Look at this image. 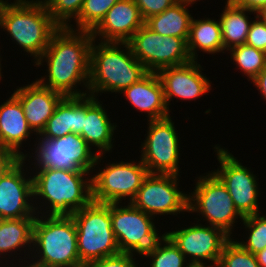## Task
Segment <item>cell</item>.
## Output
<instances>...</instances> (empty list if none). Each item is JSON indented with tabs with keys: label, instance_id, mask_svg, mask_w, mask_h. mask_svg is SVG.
<instances>
[{
	"label": "cell",
	"instance_id": "obj_1",
	"mask_svg": "<svg viewBox=\"0 0 266 267\" xmlns=\"http://www.w3.org/2000/svg\"><path fill=\"white\" fill-rule=\"evenodd\" d=\"M92 33L60 27L52 36L42 56L33 64L46 63L47 74L36 80L63 96L88 95ZM83 84V85H81ZM86 89L82 91L78 87ZM86 87V88H85ZM78 88V89H77Z\"/></svg>",
	"mask_w": 266,
	"mask_h": 267
},
{
	"label": "cell",
	"instance_id": "obj_2",
	"mask_svg": "<svg viewBox=\"0 0 266 267\" xmlns=\"http://www.w3.org/2000/svg\"><path fill=\"white\" fill-rule=\"evenodd\" d=\"M91 174L87 171L53 168L32 172L36 213L46 216H71L75 211L89 205L93 201Z\"/></svg>",
	"mask_w": 266,
	"mask_h": 267
},
{
	"label": "cell",
	"instance_id": "obj_3",
	"mask_svg": "<svg viewBox=\"0 0 266 267\" xmlns=\"http://www.w3.org/2000/svg\"><path fill=\"white\" fill-rule=\"evenodd\" d=\"M147 73L127 43L93 40L90 52L89 95L97 97L100 93L108 92L119 94Z\"/></svg>",
	"mask_w": 266,
	"mask_h": 267
},
{
	"label": "cell",
	"instance_id": "obj_4",
	"mask_svg": "<svg viewBox=\"0 0 266 267\" xmlns=\"http://www.w3.org/2000/svg\"><path fill=\"white\" fill-rule=\"evenodd\" d=\"M0 28L33 57L35 64L60 27L52 20L43 0H14L13 3L7 0L0 12Z\"/></svg>",
	"mask_w": 266,
	"mask_h": 267
},
{
	"label": "cell",
	"instance_id": "obj_5",
	"mask_svg": "<svg viewBox=\"0 0 266 267\" xmlns=\"http://www.w3.org/2000/svg\"><path fill=\"white\" fill-rule=\"evenodd\" d=\"M31 253L27 265L86 267L79 258L76 225L71 216L37 214Z\"/></svg>",
	"mask_w": 266,
	"mask_h": 267
},
{
	"label": "cell",
	"instance_id": "obj_6",
	"mask_svg": "<svg viewBox=\"0 0 266 267\" xmlns=\"http://www.w3.org/2000/svg\"><path fill=\"white\" fill-rule=\"evenodd\" d=\"M71 217L76 225L79 258L85 266L120 253L112 229L110 204L92 201Z\"/></svg>",
	"mask_w": 266,
	"mask_h": 267
},
{
	"label": "cell",
	"instance_id": "obj_7",
	"mask_svg": "<svg viewBox=\"0 0 266 267\" xmlns=\"http://www.w3.org/2000/svg\"><path fill=\"white\" fill-rule=\"evenodd\" d=\"M203 175L196 177L193 192H189L188 213H197L194 219L198 220V215L201 220L204 217L207 224L220 228L233 238L238 218L242 221L244 217L237 211L220 179L212 171Z\"/></svg>",
	"mask_w": 266,
	"mask_h": 267
},
{
	"label": "cell",
	"instance_id": "obj_8",
	"mask_svg": "<svg viewBox=\"0 0 266 267\" xmlns=\"http://www.w3.org/2000/svg\"><path fill=\"white\" fill-rule=\"evenodd\" d=\"M35 140L33 144L35 147L30 149L32 154L28 152L29 154L24 157L25 161H29L28 163L32 161L31 165H34L33 168L29 164L31 171L33 170L34 172L35 169L39 170L42 168H53L58 170L93 172L98 155L81 135L70 133L60 138H35Z\"/></svg>",
	"mask_w": 266,
	"mask_h": 267
},
{
	"label": "cell",
	"instance_id": "obj_9",
	"mask_svg": "<svg viewBox=\"0 0 266 267\" xmlns=\"http://www.w3.org/2000/svg\"><path fill=\"white\" fill-rule=\"evenodd\" d=\"M103 157V154L97 156L93 171L99 170L91 176L93 201L106 204L122 203L128 198L130 203L149 174L147 168L141 159L137 163L134 160L108 162L104 167H100Z\"/></svg>",
	"mask_w": 266,
	"mask_h": 267
},
{
	"label": "cell",
	"instance_id": "obj_10",
	"mask_svg": "<svg viewBox=\"0 0 266 267\" xmlns=\"http://www.w3.org/2000/svg\"><path fill=\"white\" fill-rule=\"evenodd\" d=\"M125 202L110 203L112 229L121 253L142 256L157 243L163 234H159L154 217L135 208L128 201Z\"/></svg>",
	"mask_w": 266,
	"mask_h": 267
},
{
	"label": "cell",
	"instance_id": "obj_11",
	"mask_svg": "<svg viewBox=\"0 0 266 267\" xmlns=\"http://www.w3.org/2000/svg\"><path fill=\"white\" fill-rule=\"evenodd\" d=\"M187 40L188 38L162 36L144 24L126 43L148 72H158L165 67L192 61Z\"/></svg>",
	"mask_w": 266,
	"mask_h": 267
},
{
	"label": "cell",
	"instance_id": "obj_12",
	"mask_svg": "<svg viewBox=\"0 0 266 267\" xmlns=\"http://www.w3.org/2000/svg\"><path fill=\"white\" fill-rule=\"evenodd\" d=\"M172 116L148 121L147 134L141 142L142 163L148 173L180 175V136ZM179 137V138H178Z\"/></svg>",
	"mask_w": 266,
	"mask_h": 267
},
{
	"label": "cell",
	"instance_id": "obj_13",
	"mask_svg": "<svg viewBox=\"0 0 266 267\" xmlns=\"http://www.w3.org/2000/svg\"><path fill=\"white\" fill-rule=\"evenodd\" d=\"M219 144L214 145L216 159L220 168L211 170L226 186L237 211L243 216L258 214V197L261 196L258 187V179L249 167L242 165L228 149L221 148Z\"/></svg>",
	"mask_w": 266,
	"mask_h": 267
},
{
	"label": "cell",
	"instance_id": "obj_14",
	"mask_svg": "<svg viewBox=\"0 0 266 267\" xmlns=\"http://www.w3.org/2000/svg\"><path fill=\"white\" fill-rule=\"evenodd\" d=\"M179 177L174 174L149 173L130 203L154 218L157 215L177 217V214L188 212L189 194L188 191H180Z\"/></svg>",
	"mask_w": 266,
	"mask_h": 267
},
{
	"label": "cell",
	"instance_id": "obj_15",
	"mask_svg": "<svg viewBox=\"0 0 266 267\" xmlns=\"http://www.w3.org/2000/svg\"><path fill=\"white\" fill-rule=\"evenodd\" d=\"M167 231L165 234L174 242L193 267H217L225 244L231 239L217 227L199 223ZM180 229V230H179ZM188 257V258H187ZM204 261V262H203ZM211 262L209 265L208 263Z\"/></svg>",
	"mask_w": 266,
	"mask_h": 267
},
{
	"label": "cell",
	"instance_id": "obj_16",
	"mask_svg": "<svg viewBox=\"0 0 266 267\" xmlns=\"http://www.w3.org/2000/svg\"><path fill=\"white\" fill-rule=\"evenodd\" d=\"M25 164V159L21 158L0 179V219L37 216L34 207L32 171L27 169L29 164Z\"/></svg>",
	"mask_w": 266,
	"mask_h": 267
},
{
	"label": "cell",
	"instance_id": "obj_17",
	"mask_svg": "<svg viewBox=\"0 0 266 267\" xmlns=\"http://www.w3.org/2000/svg\"><path fill=\"white\" fill-rule=\"evenodd\" d=\"M202 71L204 69L201 64L192 60L187 64L165 67L157 72L168 108L173 98L195 101L211 91L212 82Z\"/></svg>",
	"mask_w": 266,
	"mask_h": 267
},
{
	"label": "cell",
	"instance_id": "obj_18",
	"mask_svg": "<svg viewBox=\"0 0 266 267\" xmlns=\"http://www.w3.org/2000/svg\"><path fill=\"white\" fill-rule=\"evenodd\" d=\"M144 24L133 0H119L91 33L100 42L126 43Z\"/></svg>",
	"mask_w": 266,
	"mask_h": 267
},
{
	"label": "cell",
	"instance_id": "obj_19",
	"mask_svg": "<svg viewBox=\"0 0 266 267\" xmlns=\"http://www.w3.org/2000/svg\"><path fill=\"white\" fill-rule=\"evenodd\" d=\"M102 101L92 95L83 96V128L81 137L93 150L100 154L111 153L115 145L114 133L119 126L111 123ZM117 127V128H116ZM93 146V147H92ZM97 151H96V150Z\"/></svg>",
	"mask_w": 266,
	"mask_h": 267
},
{
	"label": "cell",
	"instance_id": "obj_20",
	"mask_svg": "<svg viewBox=\"0 0 266 267\" xmlns=\"http://www.w3.org/2000/svg\"><path fill=\"white\" fill-rule=\"evenodd\" d=\"M21 103L29 127L38 136L53 115L62 94L42 86L36 79L12 93Z\"/></svg>",
	"mask_w": 266,
	"mask_h": 267
},
{
	"label": "cell",
	"instance_id": "obj_21",
	"mask_svg": "<svg viewBox=\"0 0 266 267\" xmlns=\"http://www.w3.org/2000/svg\"><path fill=\"white\" fill-rule=\"evenodd\" d=\"M122 93L133 109L146 113L147 121L170 116L171 110L166 104L163 85L157 72H148L120 94Z\"/></svg>",
	"mask_w": 266,
	"mask_h": 267
},
{
	"label": "cell",
	"instance_id": "obj_22",
	"mask_svg": "<svg viewBox=\"0 0 266 267\" xmlns=\"http://www.w3.org/2000/svg\"><path fill=\"white\" fill-rule=\"evenodd\" d=\"M8 98L0 105V148L14 152L21 159L28 154L22 149L24 142L35 133L27 123L20 101L13 94Z\"/></svg>",
	"mask_w": 266,
	"mask_h": 267
},
{
	"label": "cell",
	"instance_id": "obj_23",
	"mask_svg": "<svg viewBox=\"0 0 266 267\" xmlns=\"http://www.w3.org/2000/svg\"><path fill=\"white\" fill-rule=\"evenodd\" d=\"M35 218L0 219V264H3V261L5 262L4 264H14L16 261L19 264L28 263L32 254L33 223ZM18 251L19 253H17ZM13 254L18 255L21 259L17 258L18 256L14 257ZM23 254L24 258L22 257ZM10 257H13V259L9 260L11 259Z\"/></svg>",
	"mask_w": 266,
	"mask_h": 267
},
{
	"label": "cell",
	"instance_id": "obj_24",
	"mask_svg": "<svg viewBox=\"0 0 266 267\" xmlns=\"http://www.w3.org/2000/svg\"><path fill=\"white\" fill-rule=\"evenodd\" d=\"M83 96H64L36 139H54L73 133L82 134Z\"/></svg>",
	"mask_w": 266,
	"mask_h": 267
},
{
	"label": "cell",
	"instance_id": "obj_25",
	"mask_svg": "<svg viewBox=\"0 0 266 267\" xmlns=\"http://www.w3.org/2000/svg\"><path fill=\"white\" fill-rule=\"evenodd\" d=\"M210 17L192 18L187 48L192 60H198L199 50L207 54L226 53L219 21Z\"/></svg>",
	"mask_w": 266,
	"mask_h": 267
},
{
	"label": "cell",
	"instance_id": "obj_26",
	"mask_svg": "<svg viewBox=\"0 0 266 267\" xmlns=\"http://www.w3.org/2000/svg\"><path fill=\"white\" fill-rule=\"evenodd\" d=\"M190 5L193 6L188 0H179L164 12L148 18L145 24L162 36L188 38L193 18L188 9Z\"/></svg>",
	"mask_w": 266,
	"mask_h": 267
},
{
	"label": "cell",
	"instance_id": "obj_27",
	"mask_svg": "<svg viewBox=\"0 0 266 267\" xmlns=\"http://www.w3.org/2000/svg\"><path fill=\"white\" fill-rule=\"evenodd\" d=\"M251 13L257 15L256 12L240 7L233 1L225 2V6L218 19L225 52L245 44L251 23L253 22L252 18L250 20L248 16L252 15Z\"/></svg>",
	"mask_w": 266,
	"mask_h": 267
},
{
	"label": "cell",
	"instance_id": "obj_28",
	"mask_svg": "<svg viewBox=\"0 0 266 267\" xmlns=\"http://www.w3.org/2000/svg\"><path fill=\"white\" fill-rule=\"evenodd\" d=\"M141 257L150 260V267H193L165 233Z\"/></svg>",
	"mask_w": 266,
	"mask_h": 267
},
{
	"label": "cell",
	"instance_id": "obj_29",
	"mask_svg": "<svg viewBox=\"0 0 266 267\" xmlns=\"http://www.w3.org/2000/svg\"><path fill=\"white\" fill-rule=\"evenodd\" d=\"M230 59L239 71L252 81L266 67V53L254 47L242 44L228 50Z\"/></svg>",
	"mask_w": 266,
	"mask_h": 267
},
{
	"label": "cell",
	"instance_id": "obj_30",
	"mask_svg": "<svg viewBox=\"0 0 266 267\" xmlns=\"http://www.w3.org/2000/svg\"><path fill=\"white\" fill-rule=\"evenodd\" d=\"M119 0H84L75 22L67 28L92 32ZM76 23V26L74 24ZM76 27V28H75Z\"/></svg>",
	"mask_w": 266,
	"mask_h": 267
},
{
	"label": "cell",
	"instance_id": "obj_31",
	"mask_svg": "<svg viewBox=\"0 0 266 267\" xmlns=\"http://www.w3.org/2000/svg\"><path fill=\"white\" fill-rule=\"evenodd\" d=\"M245 231H248L247 237L244 236L246 241L243 238L239 243L245 250L256 254L257 252L266 248V214L261 215L260 213L244 217L241 221Z\"/></svg>",
	"mask_w": 266,
	"mask_h": 267
},
{
	"label": "cell",
	"instance_id": "obj_32",
	"mask_svg": "<svg viewBox=\"0 0 266 267\" xmlns=\"http://www.w3.org/2000/svg\"><path fill=\"white\" fill-rule=\"evenodd\" d=\"M234 238L225 244L217 267H260L255 254L245 250Z\"/></svg>",
	"mask_w": 266,
	"mask_h": 267
},
{
	"label": "cell",
	"instance_id": "obj_33",
	"mask_svg": "<svg viewBox=\"0 0 266 267\" xmlns=\"http://www.w3.org/2000/svg\"><path fill=\"white\" fill-rule=\"evenodd\" d=\"M52 20L59 27H68L75 20L82 8L84 0H43Z\"/></svg>",
	"mask_w": 266,
	"mask_h": 267
},
{
	"label": "cell",
	"instance_id": "obj_34",
	"mask_svg": "<svg viewBox=\"0 0 266 267\" xmlns=\"http://www.w3.org/2000/svg\"><path fill=\"white\" fill-rule=\"evenodd\" d=\"M130 253H119L114 256L104 257L97 259L89 263L86 267H140L137 261H135L136 255Z\"/></svg>",
	"mask_w": 266,
	"mask_h": 267
},
{
	"label": "cell",
	"instance_id": "obj_35",
	"mask_svg": "<svg viewBox=\"0 0 266 267\" xmlns=\"http://www.w3.org/2000/svg\"><path fill=\"white\" fill-rule=\"evenodd\" d=\"M245 44L266 53V24L257 15L251 23Z\"/></svg>",
	"mask_w": 266,
	"mask_h": 267
},
{
	"label": "cell",
	"instance_id": "obj_36",
	"mask_svg": "<svg viewBox=\"0 0 266 267\" xmlns=\"http://www.w3.org/2000/svg\"><path fill=\"white\" fill-rule=\"evenodd\" d=\"M139 7L141 16L146 21L151 16L164 12L179 0H133Z\"/></svg>",
	"mask_w": 266,
	"mask_h": 267
},
{
	"label": "cell",
	"instance_id": "obj_37",
	"mask_svg": "<svg viewBox=\"0 0 266 267\" xmlns=\"http://www.w3.org/2000/svg\"><path fill=\"white\" fill-rule=\"evenodd\" d=\"M20 160L12 151L0 148V179Z\"/></svg>",
	"mask_w": 266,
	"mask_h": 267
},
{
	"label": "cell",
	"instance_id": "obj_38",
	"mask_svg": "<svg viewBox=\"0 0 266 267\" xmlns=\"http://www.w3.org/2000/svg\"><path fill=\"white\" fill-rule=\"evenodd\" d=\"M236 5L254 12H258L266 5V0H232Z\"/></svg>",
	"mask_w": 266,
	"mask_h": 267
},
{
	"label": "cell",
	"instance_id": "obj_39",
	"mask_svg": "<svg viewBox=\"0 0 266 267\" xmlns=\"http://www.w3.org/2000/svg\"><path fill=\"white\" fill-rule=\"evenodd\" d=\"M260 92L261 97L266 100V67L251 81Z\"/></svg>",
	"mask_w": 266,
	"mask_h": 267
},
{
	"label": "cell",
	"instance_id": "obj_40",
	"mask_svg": "<svg viewBox=\"0 0 266 267\" xmlns=\"http://www.w3.org/2000/svg\"><path fill=\"white\" fill-rule=\"evenodd\" d=\"M255 257L260 267H266V248L257 252Z\"/></svg>",
	"mask_w": 266,
	"mask_h": 267
},
{
	"label": "cell",
	"instance_id": "obj_41",
	"mask_svg": "<svg viewBox=\"0 0 266 267\" xmlns=\"http://www.w3.org/2000/svg\"><path fill=\"white\" fill-rule=\"evenodd\" d=\"M256 14L257 17L260 18L266 24V5L263 6Z\"/></svg>",
	"mask_w": 266,
	"mask_h": 267
},
{
	"label": "cell",
	"instance_id": "obj_42",
	"mask_svg": "<svg viewBox=\"0 0 266 267\" xmlns=\"http://www.w3.org/2000/svg\"><path fill=\"white\" fill-rule=\"evenodd\" d=\"M18 263L16 262L15 264H10V266H9V264H4V262H3V264H1V266L0 267H6V265H8L7 267H28V265L27 264H19V265H17ZM3 265V266H2ZM5 265V266H4ZM27 265V266H26Z\"/></svg>",
	"mask_w": 266,
	"mask_h": 267
},
{
	"label": "cell",
	"instance_id": "obj_43",
	"mask_svg": "<svg viewBox=\"0 0 266 267\" xmlns=\"http://www.w3.org/2000/svg\"><path fill=\"white\" fill-rule=\"evenodd\" d=\"M28 267H59V266L28 265Z\"/></svg>",
	"mask_w": 266,
	"mask_h": 267
},
{
	"label": "cell",
	"instance_id": "obj_44",
	"mask_svg": "<svg viewBox=\"0 0 266 267\" xmlns=\"http://www.w3.org/2000/svg\"><path fill=\"white\" fill-rule=\"evenodd\" d=\"M1 52V51H0ZM2 58L3 57H1V55H0V80H2V73L3 72H1L2 71V64H1V60H2Z\"/></svg>",
	"mask_w": 266,
	"mask_h": 267
},
{
	"label": "cell",
	"instance_id": "obj_45",
	"mask_svg": "<svg viewBox=\"0 0 266 267\" xmlns=\"http://www.w3.org/2000/svg\"><path fill=\"white\" fill-rule=\"evenodd\" d=\"M189 2H191L192 4H194V3H196V2H198V1H200V0H188ZM232 0H226V3L227 2H231Z\"/></svg>",
	"mask_w": 266,
	"mask_h": 267
},
{
	"label": "cell",
	"instance_id": "obj_46",
	"mask_svg": "<svg viewBox=\"0 0 266 267\" xmlns=\"http://www.w3.org/2000/svg\"><path fill=\"white\" fill-rule=\"evenodd\" d=\"M6 1H7V0H0V12H1V9H2L3 4H4Z\"/></svg>",
	"mask_w": 266,
	"mask_h": 267
}]
</instances>
